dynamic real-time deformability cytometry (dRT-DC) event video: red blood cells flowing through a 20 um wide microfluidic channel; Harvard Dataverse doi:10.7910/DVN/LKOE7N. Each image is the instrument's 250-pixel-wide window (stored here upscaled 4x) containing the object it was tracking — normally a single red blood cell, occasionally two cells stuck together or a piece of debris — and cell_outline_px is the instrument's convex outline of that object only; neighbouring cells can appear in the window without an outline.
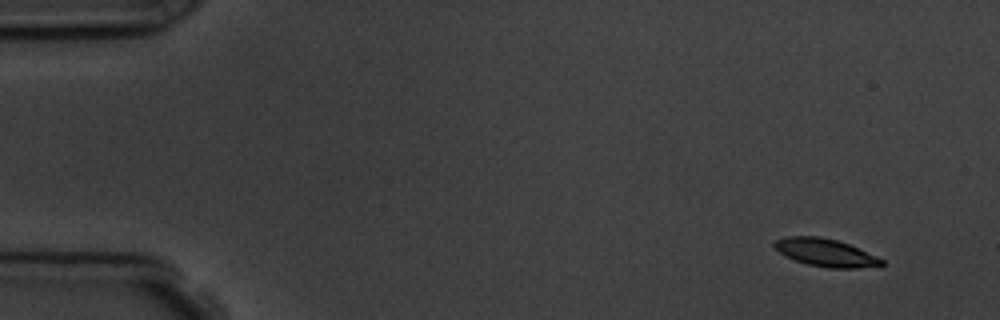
{"species": "common noctule bat (a hibernating species)", "species_latin": "Nyctalus noctula", "temperature_condition": "room temperature", "stored_images_in_passage": 5, "camera_frame_rate_fps": 3000, "um_per_image_px": 0.085, "animal": {"sex": "male", "body_mass_g": 19.5, "forearm_length_mm": 54.6}, "frame": {"image": 1, "passage_image": 1, "time_ms": 0.0, "image_size_px": [1000, 320], "cell_outline_px": [[884, 264], [880, 268], [828, 268], [808, 264], [784, 256], [772, 244], [776, 240], [788, 236], [820, 236], [836, 240], [848, 244], [876, 256], [884, 260]], "centroid_in_image_um": [70.22, 21.49], "position_along_channel_um": 14.8, "area_um2": 17.4}}
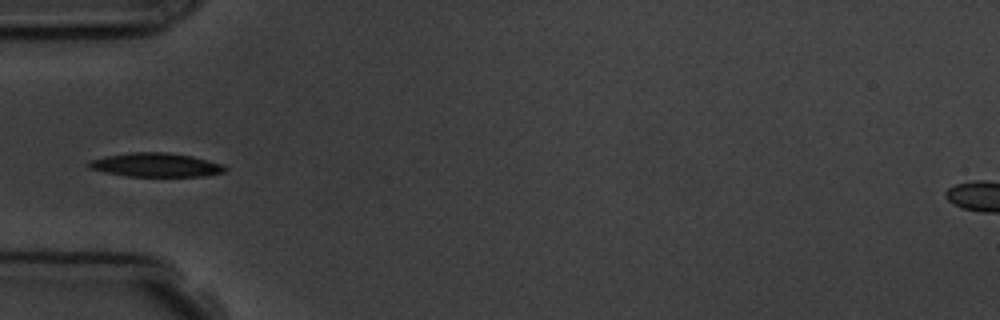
{"frame": {"image": 2, "passage_image": 5, "time_ms": 4.667, "image_size_px": [1000, 320], "cell_outline_px": [[228, 168], [224, 172], [204, 176], [124, 176], [104, 172], [88, 168], [84, 164], [88, 160], [104, 156], [132, 152], [168, 152], [192, 156], [224, 164]], "centroid_in_image_um": [13.2, 14.01], "position_along_channel_um": 71.8, "area_um2": 19.25}}